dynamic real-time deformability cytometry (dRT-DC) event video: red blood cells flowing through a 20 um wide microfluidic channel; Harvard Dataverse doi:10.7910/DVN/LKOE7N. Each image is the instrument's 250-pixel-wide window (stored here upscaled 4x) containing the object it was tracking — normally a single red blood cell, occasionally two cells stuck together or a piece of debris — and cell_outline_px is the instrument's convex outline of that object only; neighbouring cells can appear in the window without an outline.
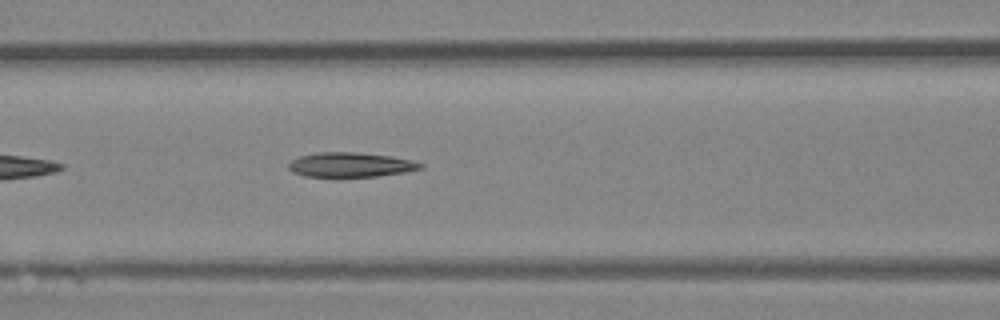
{"species": "Egyptian fruit bat (a non-hibernating species)", "species_latin": "Rousettus aegyptiacus", "temperature_condition": "room temperature", "stored_images_in_passage": 27, "camera_frame_rate_fps": 3000, "um_per_image_px": 0.085, "animal": {"sex": "female"}, "frame": {"image": 1, "passage_image": 8, "time_ms": 2.333, "image_size_px": [1000, 320], "cell_outline_px": [[424, 168], [404, 172], [376, 176], [304, 176], [292, 172], [288, 168], [288, 164], [292, 160], [300, 156], [316, 152], [352, 152], [392, 156], [412, 160], [424, 164]], "centroid_in_image_um": [29.8, 13.99], "position_along_channel_um": 136.8, "area_um2": 18.79}}
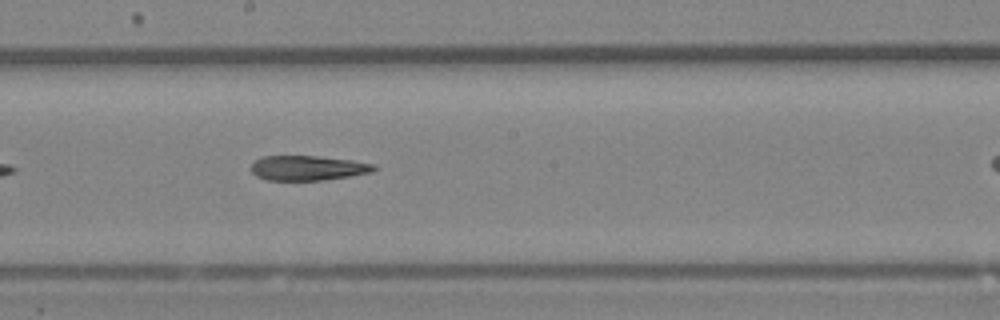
{"frame": {"image": 2, "passage_image": 14, "time_ms": 4.333, "image_size_px": [1000, 320], "cell_outline_px": [[376, 168], [372, 172], [324, 180], [268, 180], [256, 176], [248, 168], [256, 160], [264, 156], [316, 156], [352, 160], [376, 164]], "centroid_in_image_um": [26.15, 14.28], "position_along_channel_um": 222.1, "area_um2": 17.74}}
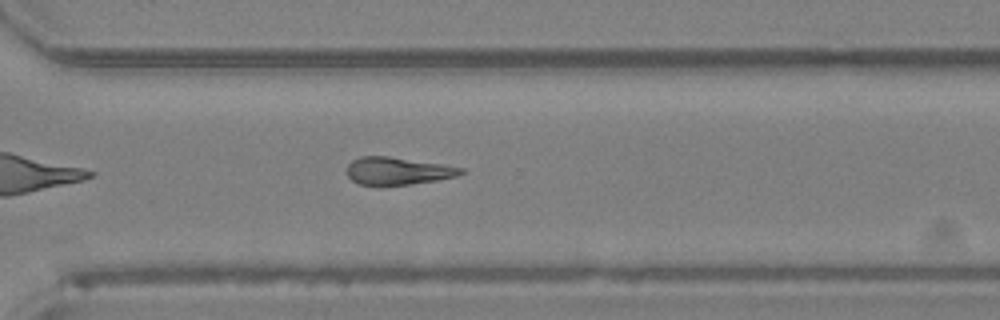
{"frame": {"image": 3, "passage_image": 22, "time_ms": 7.0, "image_size_px": [1000, 320], "cell_outline_px": [[464, 172], [456, 176], [436, 180], [384, 188], [380, 188], [360, 184], [352, 180], [348, 176], [348, 164], [352, 160], [360, 156], [388, 156], [440, 164], [464, 168]], "centroid_in_image_um": [33.75, 14.57], "position_along_channel_um": 336.9, "area_um2": 18.61}}